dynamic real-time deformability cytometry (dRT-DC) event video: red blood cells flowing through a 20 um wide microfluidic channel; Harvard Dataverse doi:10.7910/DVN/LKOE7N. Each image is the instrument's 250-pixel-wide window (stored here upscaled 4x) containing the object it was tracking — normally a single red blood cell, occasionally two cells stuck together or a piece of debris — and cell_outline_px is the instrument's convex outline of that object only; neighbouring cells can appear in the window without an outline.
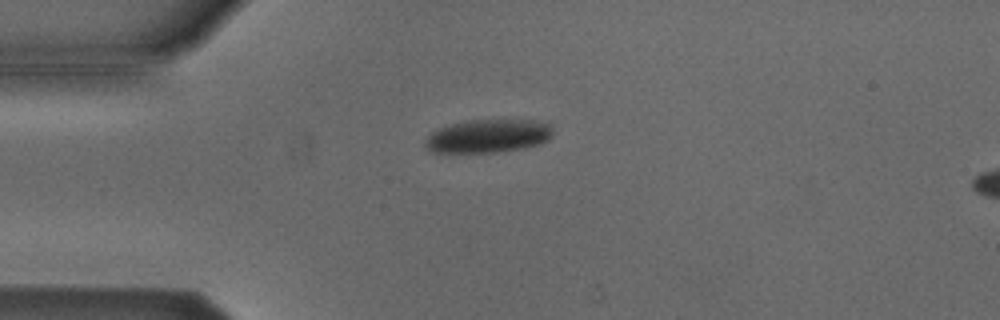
{"species": "Egyptian fruit bat (a non-hibernating species)", "species_latin": "Rousettus aegyptiacus", "temperature_condition": "cold", "stored_images_in_passage": 33, "camera_frame_rate_fps": 3000, "um_per_image_px": 0.085, "animal": {"sex": "male"}, "frame": {"image": 1, "passage_image": 3, "time_ms": 0.667, "image_size_px": [1000, 320], "cell_outline_px": [[552, 136], [548, 140], [524, 148], [492, 152], [432, 152], [424, 144], [428, 136], [432, 132], [440, 128], [452, 124], [468, 120], [532, 120], [548, 124], [552, 128]], "centroid_in_image_um": [41.49, 11.56], "position_along_channel_um": 43.5, "area_um2": 24.39}}
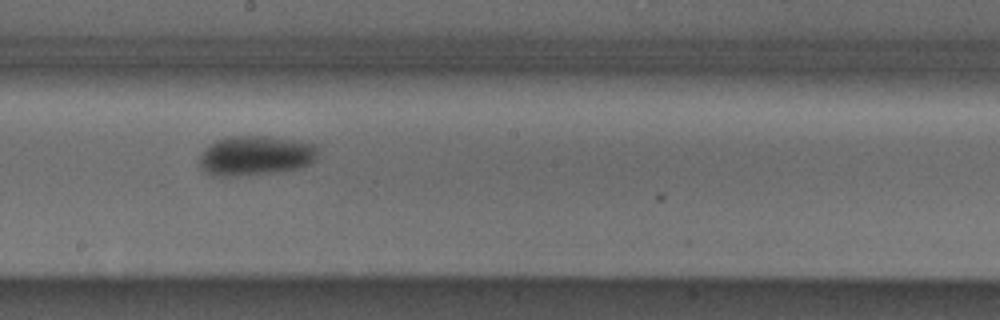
{"frame": {"image": 2, "passage_image": 19, "time_ms": 6.0, "image_size_px": [1000, 320], "cell_outline_px": [[320, 148], [316, 160], [300, 168], [280, 172], [232, 176], [212, 176], [204, 172], [196, 164], [204, 148], [208, 144], [216, 140], [228, 136], [268, 136], [316, 144]], "centroid_in_image_um": [21.69, 13.23], "position_along_channel_um": 226.5, "area_um2": 28.03}}
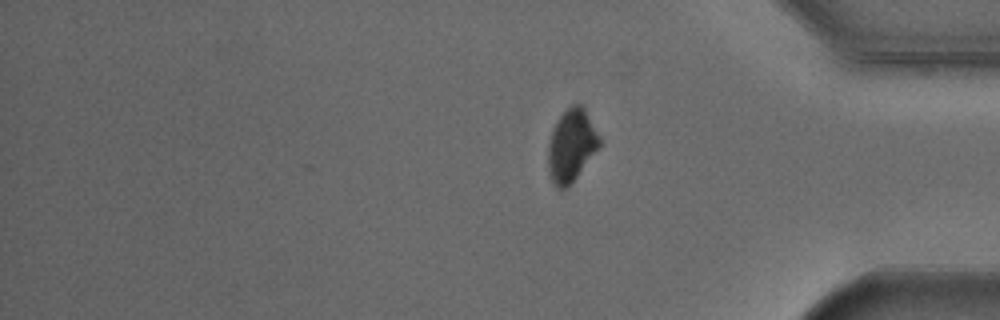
{"frame": {"image": 3, "passage_image": 33, "time_ms": 10.667, "image_size_px": [1000, 320], "cell_outline_px": [[600, 148], [576, 176], [564, 188], [556, 188], [552, 180], [548, 168], [548, 144], [556, 120], [572, 104], [580, 104], [584, 108], [600, 140]], "centroid_in_image_um": [48.55, 12.35], "position_along_channel_um": 386.6, "area_um2": 21.1}, "authors_computed_cell_mechanics": {"area_um2": 26.4724, "velocity_mm_per_s": 3.8086, "shape_relaxation_time_tau1_ms": 1.2697, "shape_relaxation_time_tau2_ms": null, "deformation_change_tau1": 0.0679, "deformation_change_tau2": null}}